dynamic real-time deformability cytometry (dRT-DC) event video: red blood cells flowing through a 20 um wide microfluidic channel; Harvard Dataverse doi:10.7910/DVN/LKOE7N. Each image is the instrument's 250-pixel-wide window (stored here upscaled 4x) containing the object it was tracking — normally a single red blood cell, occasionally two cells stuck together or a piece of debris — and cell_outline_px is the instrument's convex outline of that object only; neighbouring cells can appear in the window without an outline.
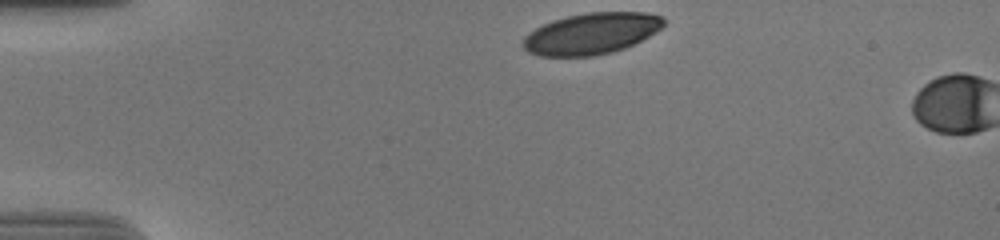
{"species": "human", "species_latin": "Homo sapiens", "temperature_condition": "cold", "stored_images_in_passage": 4, "camera_frame_rate_fps": 3000, "um_per_image_px": 0.085, "donor": {"sex": "male"}, "frame": {"image": 1, "passage_image": 1, "time_ms": 0.0, "image_size_px": [1000, 240], "cell_outline_px": [[664, 24], [656, 32], [624, 48], [612, 52], [592, 56], [540, 56], [528, 52], [520, 44], [524, 36], [528, 32], [552, 20], [568, 16], [588, 12], [644, 12], [664, 16]], "centroid_in_image_um": [50.23, 2.85], "position_along_channel_um": 34.8, "area_um2": 33.87}}